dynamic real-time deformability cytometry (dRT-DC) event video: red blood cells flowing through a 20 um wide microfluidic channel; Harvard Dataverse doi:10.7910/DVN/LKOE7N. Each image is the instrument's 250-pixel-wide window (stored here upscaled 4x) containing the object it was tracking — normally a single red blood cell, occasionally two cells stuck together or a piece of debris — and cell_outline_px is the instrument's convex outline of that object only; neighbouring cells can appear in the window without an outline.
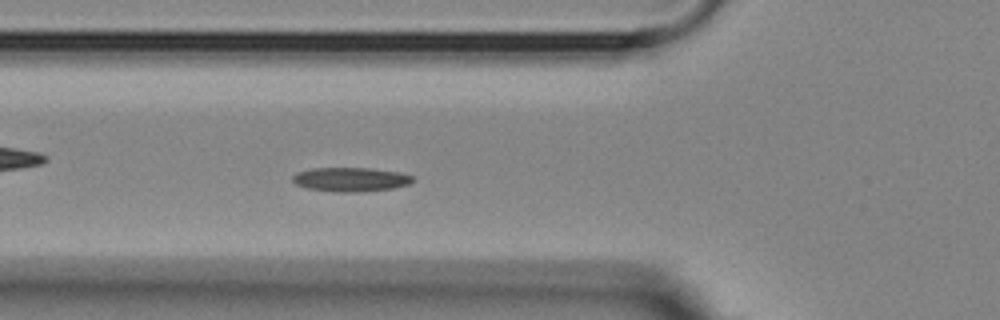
{"species": "Egyptian fruit bat (a non-hibernating species)", "species_latin": "Rousettus aegyptiacus", "temperature_condition": "room temperature", "stored_images_in_passage": 45, "camera_frame_rate_fps": 3000, "um_per_image_px": 0.085, "animal": {"sex": "female"}, "frame": {"image": 1, "passage_image": 9, "time_ms": 2.667, "image_size_px": [1000, 320], "cell_outline_px": [[416, 180], [408, 184], [392, 188], [352, 192], [336, 192], [308, 188], [296, 184], [292, 180], [292, 176], [296, 172], [312, 168], [368, 168], [400, 172], [412, 176]], "centroid_in_image_um": [29.79, 15.24], "position_along_channel_um": 96.0, "area_um2": 16.76}}
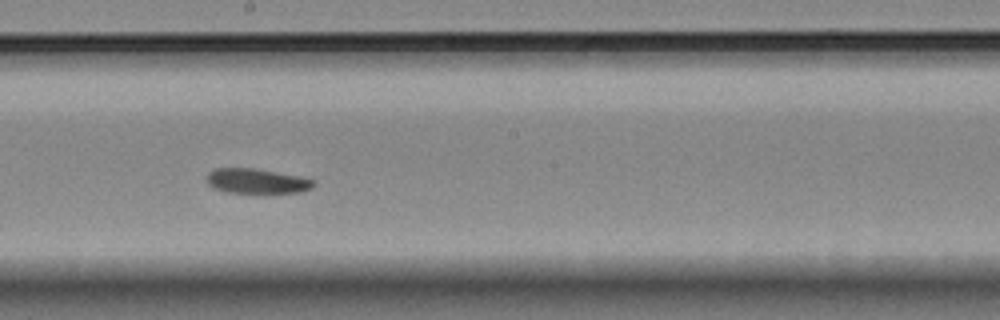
{"frame": {"image": 2, "passage_image": 20, "time_ms": 6.333, "image_size_px": [1000, 320], "cell_outline_px": [[316, 184], [312, 188], [300, 192], [228, 192], [216, 188], [208, 184], [208, 172], [216, 168], [256, 168], [304, 176], [316, 180]], "centroid_in_image_um": [21.92, 15.37], "position_along_channel_um": 226.3, "area_um2": 15.49}}
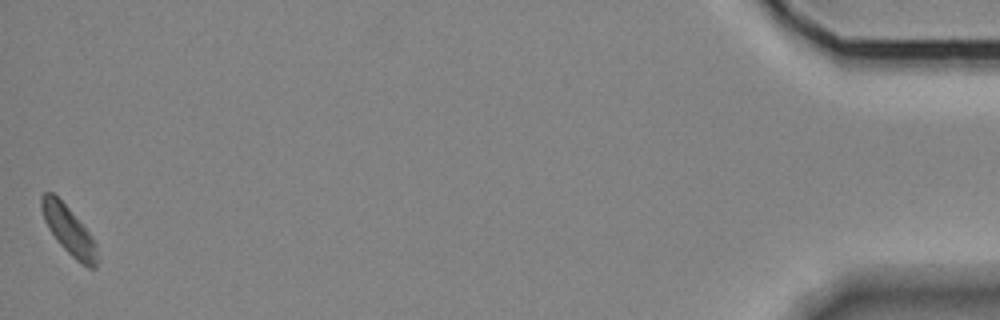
{"frame": {"image": 3, "passage_image": 45, "time_ms": 14.667, "image_size_px": [1000, 320], "cell_outline_px": [[100, 260], [96, 268], [88, 268], [76, 260], [56, 240], [48, 228], [44, 220], [40, 208], [40, 196], [44, 192], [52, 192], [68, 208], [92, 236], [96, 244], [100, 256]], "centroid_in_image_um": [5.87, 19.62], "position_along_channel_um": 429.3, "area_um2": 15.84}, "authors_computed_cell_mechanics": {"area_um2": 15.895, "velocity_mm_per_s": 3.5455, "shape_relaxation_time_tau1_ms": 6.1343, "shape_relaxation_time_tau2_ms": null, "deformation_change_tau1": 0.0987, "deformation_change_tau2": null}}